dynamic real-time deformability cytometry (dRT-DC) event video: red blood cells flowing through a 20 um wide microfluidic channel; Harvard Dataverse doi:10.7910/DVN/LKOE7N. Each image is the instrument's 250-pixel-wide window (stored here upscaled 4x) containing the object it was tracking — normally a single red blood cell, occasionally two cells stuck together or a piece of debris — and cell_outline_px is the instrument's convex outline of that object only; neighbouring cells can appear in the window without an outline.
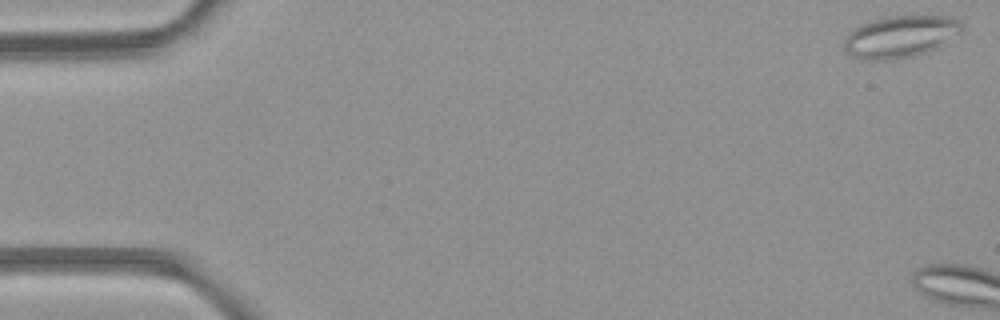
{"species": "common noctule bat (a hibernating species)", "species_latin": "Nyctalus noctula", "temperature_condition": "room temperature", "stored_images_in_passage": 5, "camera_frame_rate_fps": 3000, "um_per_image_px": 0.085, "animal": {"sex": "female", "body_mass_g": 21.9}, "frame": {"image": 1, "passage_image": 1, "time_ms": 0.0, "image_size_px": [1000, 320], "cell_outline_px": [[964, 24], [960, 32], [936, 48], [912, 56], [892, 60], [860, 60], [852, 56], [844, 48], [844, 40], [848, 32], [860, 24], [872, 20], [888, 16], [952, 16], [960, 20]], "centroid_in_image_um": [76.5, 3.1], "position_along_channel_um": 8.5, "area_um2": 28.84}}